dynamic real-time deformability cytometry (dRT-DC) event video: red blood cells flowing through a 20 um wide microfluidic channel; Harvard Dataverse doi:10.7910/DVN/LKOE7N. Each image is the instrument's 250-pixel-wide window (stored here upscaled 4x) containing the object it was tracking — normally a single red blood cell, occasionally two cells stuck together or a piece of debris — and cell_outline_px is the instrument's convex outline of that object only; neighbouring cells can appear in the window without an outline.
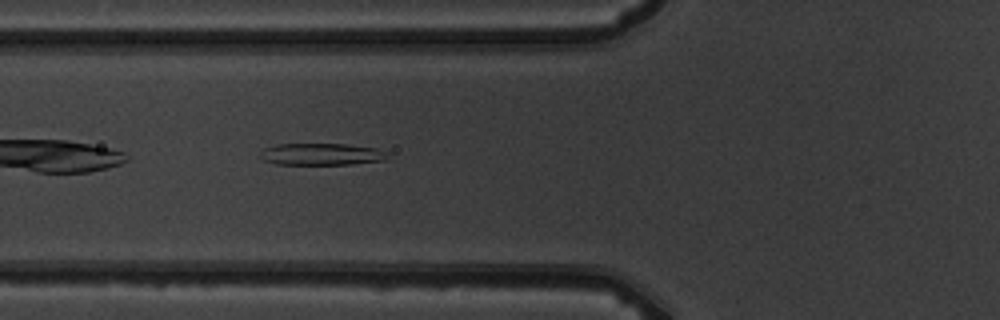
{"species": "common noctule bat (a hibernating species)", "species_latin": "Nyctalus noctula", "temperature_condition": "warm", "stored_images_in_passage": 2, "camera_frame_rate_fps": 3000, "um_per_image_px": 0.085, "animal": {"sex": "male", "body_mass_g": 19.5, "forearm_length_mm": 54.6}, "frame": {"image": 1, "passage_image": 2, "time_ms": 1.0, "image_size_px": [1000, 320], "cell_outline_px": [[388, 156], [384, 160], [352, 164], [276, 164], [264, 160], [260, 156], [260, 152], [264, 148], [276, 144], [348, 144], [376, 148], [388, 152]], "centroid_in_image_um": [27.33, 13.1], "position_along_channel_um": 98.5, "area_um2": 16.24}}